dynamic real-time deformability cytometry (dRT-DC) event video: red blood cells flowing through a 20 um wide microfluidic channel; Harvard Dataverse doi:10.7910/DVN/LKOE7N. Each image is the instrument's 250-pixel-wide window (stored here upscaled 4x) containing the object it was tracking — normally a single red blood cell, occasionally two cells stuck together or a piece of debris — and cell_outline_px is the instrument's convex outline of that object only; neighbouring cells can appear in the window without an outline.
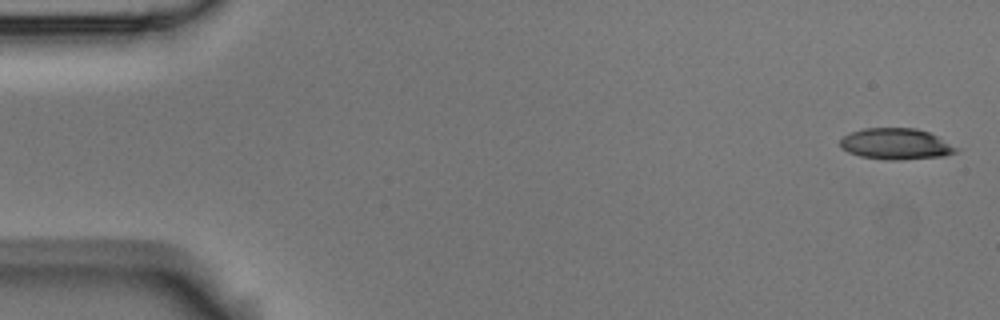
{"species": "Egyptian fruit bat (a non-hibernating species)", "species_latin": "Rousettus aegyptiacus", "temperature_condition": "room temperature", "stored_images_in_passage": 6, "camera_frame_rate_fps": 3000, "um_per_image_px": 0.085, "animal": {"sex": "male"}, "frame": {"image": 1, "passage_image": 1, "time_ms": 0.0, "image_size_px": [1000, 320], "cell_outline_px": [[960, 148], [956, 152], [944, 156], [896, 160], [888, 160], [860, 156], [848, 152], [840, 148], [840, 140], [844, 136], [852, 132], [864, 128], [916, 128], [928, 132]], "centroid_in_image_um": [76.15, 12.24], "position_along_channel_um": 8.9, "area_um2": 20.98}}
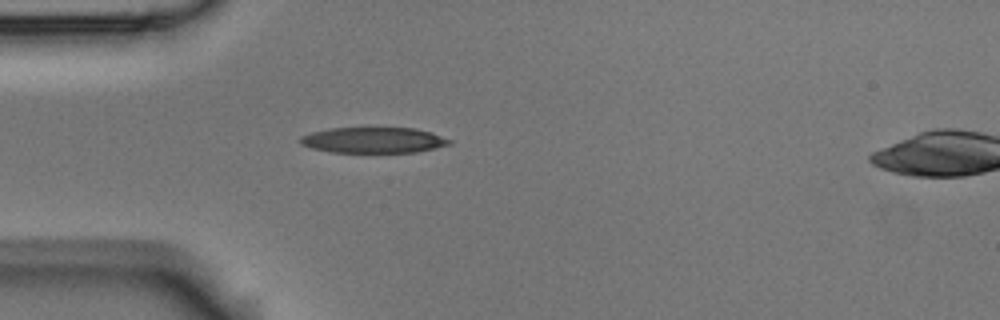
{"frame": {"image": 2, "passage_image": 5, "time_ms": 1.333, "image_size_px": [1000, 320], "cell_outline_px": [[452, 144], [436, 148], [416, 152], [332, 152], [312, 148], [300, 144], [296, 140], [300, 136], [312, 132], [328, 128], [416, 128], [432, 132], [452, 140]], "centroid_in_image_um": [31.74, 11.91], "position_along_channel_um": 53.3, "area_um2": 22.54}}